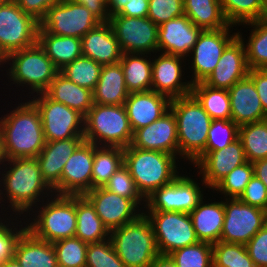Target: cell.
I'll list each match as a JSON object with an SVG mask.
<instances>
[{
    "label": "cell",
    "instance_id": "14",
    "mask_svg": "<svg viewBox=\"0 0 267 267\" xmlns=\"http://www.w3.org/2000/svg\"><path fill=\"white\" fill-rule=\"evenodd\" d=\"M38 29L39 22L24 13L15 0L0 5V46L7 55L36 44Z\"/></svg>",
    "mask_w": 267,
    "mask_h": 267
},
{
    "label": "cell",
    "instance_id": "32",
    "mask_svg": "<svg viewBox=\"0 0 267 267\" xmlns=\"http://www.w3.org/2000/svg\"><path fill=\"white\" fill-rule=\"evenodd\" d=\"M37 42L59 71L82 56L81 38L57 36L38 30Z\"/></svg>",
    "mask_w": 267,
    "mask_h": 267
},
{
    "label": "cell",
    "instance_id": "5",
    "mask_svg": "<svg viewBox=\"0 0 267 267\" xmlns=\"http://www.w3.org/2000/svg\"><path fill=\"white\" fill-rule=\"evenodd\" d=\"M179 160L175 155L160 151L142 150L132 145L124 148V165L145 199L155 190L171 183L183 169L185 171L183 162Z\"/></svg>",
    "mask_w": 267,
    "mask_h": 267
},
{
    "label": "cell",
    "instance_id": "64",
    "mask_svg": "<svg viewBox=\"0 0 267 267\" xmlns=\"http://www.w3.org/2000/svg\"><path fill=\"white\" fill-rule=\"evenodd\" d=\"M7 0H0V5L5 3Z\"/></svg>",
    "mask_w": 267,
    "mask_h": 267
},
{
    "label": "cell",
    "instance_id": "12",
    "mask_svg": "<svg viewBox=\"0 0 267 267\" xmlns=\"http://www.w3.org/2000/svg\"><path fill=\"white\" fill-rule=\"evenodd\" d=\"M149 219L160 254L169 255L173 251L198 243L189 213L143 211Z\"/></svg>",
    "mask_w": 267,
    "mask_h": 267
},
{
    "label": "cell",
    "instance_id": "58",
    "mask_svg": "<svg viewBox=\"0 0 267 267\" xmlns=\"http://www.w3.org/2000/svg\"><path fill=\"white\" fill-rule=\"evenodd\" d=\"M150 267H177L170 255L158 254Z\"/></svg>",
    "mask_w": 267,
    "mask_h": 267
},
{
    "label": "cell",
    "instance_id": "37",
    "mask_svg": "<svg viewBox=\"0 0 267 267\" xmlns=\"http://www.w3.org/2000/svg\"><path fill=\"white\" fill-rule=\"evenodd\" d=\"M124 164V148L94 145L92 189L104 187Z\"/></svg>",
    "mask_w": 267,
    "mask_h": 267
},
{
    "label": "cell",
    "instance_id": "55",
    "mask_svg": "<svg viewBox=\"0 0 267 267\" xmlns=\"http://www.w3.org/2000/svg\"><path fill=\"white\" fill-rule=\"evenodd\" d=\"M248 76L253 80L262 107L267 113V69H249Z\"/></svg>",
    "mask_w": 267,
    "mask_h": 267
},
{
    "label": "cell",
    "instance_id": "11",
    "mask_svg": "<svg viewBox=\"0 0 267 267\" xmlns=\"http://www.w3.org/2000/svg\"><path fill=\"white\" fill-rule=\"evenodd\" d=\"M29 100L39 110L46 141L84 138V116L77 110L50 99L45 93Z\"/></svg>",
    "mask_w": 267,
    "mask_h": 267
},
{
    "label": "cell",
    "instance_id": "38",
    "mask_svg": "<svg viewBox=\"0 0 267 267\" xmlns=\"http://www.w3.org/2000/svg\"><path fill=\"white\" fill-rule=\"evenodd\" d=\"M191 94L198 100L213 120L231 119L228 90L211 88L203 82H200L192 85Z\"/></svg>",
    "mask_w": 267,
    "mask_h": 267
},
{
    "label": "cell",
    "instance_id": "3",
    "mask_svg": "<svg viewBox=\"0 0 267 267\" xmlns=\"http://www.w3.org/2000/svg\"><path fill=\"white\" fill-rule=\"evenodd\" d=\"M58 73L59 70L37 42L33 46L8 55L7 68L4 74L8 83L7 79L3 83L6 84V87L14 88L5 92L12 93L11 96L15 93L18 96L17 99H26V97L28 99L36 94L44 93ZM12 90L14 93L11 92ZM20 90L22 91L20 92Z\"/></svg>",
    "mask_w": 267,
    "mask_h": 267
},
{
    "label": "cell",
    "instance_id": "13",
    "mask_svg": "<svg viewBox=\"0 0 267 267\" xmlns=\"http://www.w3.org/2000/svg\"><path fill=\"white\" fill-rule=\"evenodd\" d=\"M101 22L84 6L63 0L46 11L39 29L57 36L82 38Z\"/></svg>",
    "mask_w": 267,
    "mask_h": 267
},
{
    "label": "cell",
    "instance_id": "45",
    "mask_svg": "<svg viewBox=\"0 0 267 267\" xmlns=\"http://www.w3.org/2000/svg\"><path fill=\"white\" fill-rule=\"evenodd\" d=\"M169 255L177 267H213V247L207 242L199 241Z\"/></svg>",
    "mask_w": 267,
    "mask_h": 267
},
{
    "label": "cell",
    "instance_id": "16",
    "mask_svg": "<svg viewBox=\"0 0 267 267\" xmlns=\"http://www.w3.org/2000/svg\"><path fill=\"white\" fill-rule=\"evenodd\" d=\"M109 23L122 53L158 52V26L148 17L110 16Z\"/></svg>",
    "mask_w": 267,
    "mask_h": 267
},
{
    "label": "cell",
    "instance_id": "26",
    "mask_svg": "<svg viewBox=\"0 0 267 267\" xmlns=\"http://www.w3.org/2000/svg\"><path fill=\"white\" fill-rule=\"evenodd\" d=\"M209 194L212 198L205 196L189 214L198 240L214 244L220 241L223 229L224 198L218 196L219 201L213 197V192L210 191Z\"/></svg>",
    "mask_w": 267,
    "mask_h": 267
},
{
    "label": "cell",
    "instance_id": "10",
    "mask_svg": "<svg viewBox=\"0 0 267 267\" xmlns=\"http://www.w3.org/2000/svg\"><path fill=\"white\" fill-rule=\"evenodd\" d=\"M237 35V27L230 24L223 29L201 31L196 44L186 57L187 69L191 71L187 72L190 73L188 79L192 85L207 79L217 66L224 49Z\"/></svg>",
    "mask_w": 267,
    "mask_h": 267
},
{
    "label": "cell",
    "instance_id": "56",
    "mask_svg": "<svg viewBox=\"0 0 267 267\" xmlns=\"http://www.w3.org/2000/svg\"><path fill=\"white\" fill-rule=\"evenodd\" d=\"M84 5L100 22H109L107 0H69Z\"/></svg>",
    "mask_w": 267,
    "mask_h": 267
},
{
    "label": "cell",
    "instance_id": "30",
    "mask_svg": "<svg viewBox=\"0 0 267 267\" xmlns=\"http://www.w3.org/2000/svg\"><path fill=\"white\" fill-rule=\"evenodd\" d=\"M129 92L120 62L103 65L93 90V102L100 105H124Z\"/></svg>",
    "mask_w": 267,
    "mask_h": 267
},
{
    "label": "cell",
    "instance_id": "52",
    "mask_svg": "<svg viewBox=\"0 0 267 267\" xmlns=\"http://www.w3.org/2000/svg\"><path fill=\"white\" fill-rule=\"evenodd\" d=\"M256 267H267V223L245 245Z\"/></svg>",
    "mask_w": 267,
    "mask_h": 267
},
{
    "label": "cell",
    "instance_id": "2",
    "mask_svg": "<svg viewBox=\"0 0 267 267\" xmlns=\"http://www.w3.org/2000/svg\"><path fill=\"white\" fill-rule=\"evenodd\" d=\"M10 101L4 103L10 111L3 105L5 112H0L4 157L6 160L36 158L46 143L39 110L27 98L16 99L15 96L14 101Z\"/></svg>",
    "mask_w": 267,
    "mask_h": 267
},
{
    "label": "cell",
    "instance_id": "22",
    "mask_svg": "<svg viewBox=\"0 0 267 267\" xmlns=\"http://www.w3.org/2000/svg\"><path fill=\"white\" fill-rule=\"evenodd\" d=\"M245 162H247L245 152L241 140L238 138L221 150L207 153L194 166L193 174L197 170L206 186L211 190L234 168Z\"/></svg>",
    "mask_w": 267,
    "mask_h": 267
},
{
    "label": "cell",
    "instance_id": "50",
    "mask_svg": "<svg viewBox=\"0 0 267 267\" xmlns=\"http://www.w3.org/2000/svg\"><path fill=\"white\" fill-rule=\"evenodd\" d=\"M184 14V0H149L147 17L160 26Z\"/></svg>",
    "mask_w": 267,
    "mask_h": 267
},
{
    "label": "cell",
    "instance_id": "4",
    "mask_svg": "<svg viewBox=\"0 0 267 267\" xmlns=\"http://www.w3.org/2000/svg\"><path fill=\"white\" fill-rule=\"evenodd\" d=\"M170 109L177 121L179 159L194 167L205 156L213 119L192 94L171 100Z\"/></svg>",
    "mask_w": 267,
    "mask_h": 267
},
{
    "label": "cell",
    "instance_id": "40",
    "mask_svg": "<svg viewBox=\"0 0 267 267\" xmlns=\"http://www.w3.org/2000/svg\"><path fill=\"white\" fill-rule=\"evenodd\" d=\"M225 19L230 25L239 26L262 20L264 0H220Z\"/></svg>",
    "mask_w": 267,
    "mask_h": 267
},
{
    "label": "cell",
    "instance_id": "9",
    "mask_svg": "<svg viewBox=\"0 0 267 267\" xmlns=\"http://www.w3.org/2000/svg\"><path fill=\"white\" fill-rule=\"evenodd\" d=\"M188 168H191L189 173L185 169L186 171L181 172L171 183L162 186L148 196L143 211L190 213L205 197L204 195H208L206 192H210V190L201 176L197 172L194 176L192 173L190 175L193 169L191 166Z\"/></svg>",
    "mask_w": 267,
    "mask_h": 267
},
{
    "label": "cell",
    "instance_id": "48",
    "mask_svg": "<svg viewBox=\"0 0 267 267\" xmlns=\"http://www.w3.org/2000/svg\"><path fill=\"white\" fill-rule=\"evenodd\" d=\"M86 267H126L116 254L110 238L88 243Z\"/></svg>",
    "mask_w": 267,
    "mask_h": 267
},
{
    "label": "cell",
    "instance_id": "28",
    "mask_svg": "<svg viewBox=\"0 0 267 267\" xmlns=\"http://www.w3.org/2000/svg\"><path fill=\"white\" fill-rule=\"evenodd\" d=\"M82 55L101 65L119 63L122 56L109 22H101L81 38Z\"/></svg>",
    "mask_w": 267,
    "mask_h": 267
},
{
    "label": "cell",
    "instance_id": "53",
    "mask_svg": "<svg viewBox=\"0 0 267 267\" xmlns=\"http://www.w3.org/2000/svg\"><path fill=\"white\" fill-rule=\"evenodd\" d=\"M238 199L243 203L267 211V188L255 175L250 179V182Z\"/></svg>",
    "mask_w": 267,
    "mask_h": 267
},
{
    "label": "cell",
    "instance_id": "62",
    "mask_svg": "<svg viewBox=\"0 0 267 267\" xmlns=\"http://www.w3.org/2000/svg\"><path fill=\"white\" fill-rule=\"evenodd\" d=\"M10 216L4 211L0 203V225L3 224Z\"/></svg>",
    "mask_w": 267,
    "mask_h": 267
},
{
    "label": "cell",
    "instance_id": "35",
    "mask_svg": "<svg viewBox=\"0 0 267 267\" xmlns=\"http://www.w3.org/2000/svg\"><path fill=\"white\" fill-rule=\"evenodd\" d=\"M152 55L122 53L120 64L129 93L151 90Z\"/></svg>",
    "mask_w": 267,
    "mask_h": 267
},
{
    "label": "cell",
    "instance_id": "20",
    "mask_svg": "<svg viewBox=\"0 0 267 267\" xmlns=\"http://www.w3.org/2000/svg\"><path fill=\"white\" fill-rule=\"evenodd\" d=\"M131 145L142 150H153L175 155L179 158L177 121L169 109L158 120L136 130Z\"/></svg>",
    "mask_w": 267,
    "mask_h": 267
},
{
    "label": "cell",
    "instance_id": "60",
    "mask_svg": "<svg viewBox=\"0 0 267 267\" xmlns=\"http://www.w3.org/2000/svg\"><path fill=\"white\" fill-rule=\"evenodd\" d=\"M0 267H21L20 264L14 259L6 260L0 264Z\"/></svg>",
    "mask_w": 267,
    "mask_h": 267
},
{
    "label": "cell",
    "instance_id": "17",
    "mask_svg": "<svg viewBox=\"0 0 267 267\" xmlns=\"http://www.w3.org/2000/svg\"><path fill=\"white\" fill-rule=\"evenodd\" d=\"M187 72L185 57L154 53L152 55L151 90L170 100L187 96L191 94L192 89L190 80H187Z\"/></svg>",
    "mask_w": 267,
    "mask_h": 267
},
{
    "label": "cell",
    "instance_id": "21",
    "mask_svg": "<svg viewBox=\"0 0 267 267\" xmlns=\"http://www.w3.org/2000/svg\"><path fill=\"white\" fill-rule=\"evenodd\" d=\"M248 71L245 45L237 35L224 49L217 66L203 83L211 88L229 90L245 78Z\"/></svg>",
    "mask_w": 267,
    "mask_h": 267
},
{
    "label": "cell",
    "instance_id": "54",
    "mask_svg": "<svg viewBox=\"0 0 267 267\" xmlns=\"http://www.w3.org/2000/svg\"><path fill=\"white\" fill-rule=\"evenodd\" d=\"M24 13L33 16L38 22L45 16L46 11L63 0H15Z\"/></svg>",
    "mask_w": 267,
    "mask_h": 267
},
{
    "label": "cell",
    "instance_id": "36",
    "mask_svg": "<svg viewBox=\"0 0 267 267\" xmlns=\"http://www.w3.org/2000/svg\"><path fill=\"white\" fill-rule=\"evenodd\" d=\"M184 14L202 30L226 28L220 0H184Z\"/></svg>",
    "mask_w": 267,
    "mask_h": 267
},
{
    "label": "cell",
    "instance_id": "49",
    "mask_svg": "<svg viewBox=\"0 0 267 267\" xmlns=\"http://www.w3.org/2000/svg\"><path fill=\"white\" fill-rule=\"evenodd\" d=\"M25 229L23 217H10L0 225V264L13 258L17 239Z\"/></svg>",
    "mask_w": 267,
    "mask_h": 267
},
{
    "label": "cell",
    "instance_id": "15",
    "mask_svg": "<svg viewBox=\"0 0 267 267\" xmlns=\"http://www.w3.org/2000/svg\"><path fill=\"white\" fill-rule=\"evenodd\" d=\"M224 222L220 241L246 245L267 223V211L243 203L238 198H224Z\"/></svg>",
    "mask_w": 267,
    "mask_h": 267
},
{
    "label": "cell",
    "instance_id": "59",
    "mask_svg": "<svg viewBox=\"0 0 267 267\" xmlns=\"http://www.w3.org/2000/svg\"><path fill=\"white\" fill-rule=\"evenodd\" d=\"M7 60H8V55L6 54V52L0 46V71L2 72V73L0 72V76H3L4 79H6L4 77V74L6 72L5 68H7ZM1 78L2 77H0V80H2L1 82H3L4 79H1Z\"/></svg>",
    "mask_w": 267,
    "mask_h": 267
},
{
    "label": "cell",
    "instance_id": "8",
    "mask_svg": "<svg viewBox=\"0 0 267 267\" xmlns=\"http://www.w3.org/2000/svg\"><path fill=\"white\" fill-rule=\"evenodd\" d=\"M109 238L126 267H150L160 254L152 225L144 213L134 221L111 230Z\"/></svg>",
    "mask_w": 267,
    "mask_h": 267
},
{
    "label": "cell",
    "instance_id": "25",
    "mask_svg": "<svg viewBox=\"0 0 267 267\" xmlns=\"http://www.w3.org/2000/svg\"><path fill=\"white\" fill-rule=\"evenodd\" d=\"M170 102L168 97L152 90L129 93L124 106L133 133L164 115Z\"/></svg>",
    "mask_w": 267,
    "mask_h": 267
},
{
    "label": "cell",
    "instance_id": "29",
    "mask_svg": "<svg viewBox=\"0 0 267 267\" xmlns=\"http://www.w3.org/2000/svg\"><path fill=\"white\" fill-rule=\"evenodd\" d=\"M13 258L21 267H58L53 244L35 237L27 229L17 239Z\"/></svg>",
    "mask_w": 267,
    "mask_h": 267
},
{
    "label": "cell",
    "instance_id": "1",
    "mask_svg": "<svg viewBox=\"0 0 267 267\" xmlns=\"http://www.w3.org/2000/svg\"><path fill=\"white\" fill-rule=\"evenodd\" d=\"M1 170L0 203L10 217L25 218L54 194L43 180L36 158L5 160Z\"/></svg>",
    "mask_w": 267,
    "mask_h": 267
},
{
    "label": "cell",
    "instance_id": "47",
    "mask_svg": "<svg viewBox=\"0 0 267 267\" xmlns=\"http://www.w3.org/2000/svg\"><path fill=\"white\" fill-rule=\"evenodd\" d=\"M104 188L122 197L132 199L142 210L145 208L146 199L139 192L124 164L110 177Z\"/></svg>",
    "mask_w": 267,
    "mask_h": 267
},
{
    "label": "cell",
    "instance_id": "34",
    "mask_svg": "<svg viewBox=\"0 0 267 267\" xmlns=\"http://www.w3.org/2000/svg\"><path fill=\"white\" fill-rule=\"evenodd\" d=\"M242 26V27H241ZM249 28L246 39L241 28ZM238 36L241 38L246 49V62L249 69H267V22L263 20L252 21L237 26ZM251 28V29H250ZM253 28V29H252Z\"/></svg>",
    "mask_w": 267,
    "mask_h": 267
},
{
    "label": "cell",
    "instance_id": "27",
    "mask_svg": "<svg viewBox=\"0 0 267 267\" xmlns=\"http://www.w3.org/2000/svg\"><path fill=\"white\" fill-rule=\"evenodd\" d=\"M84 141V138L46 141L36 159L40 166L41 176L51 189L60 182L64 165Z\"/></svg>",
    "mask_w": 267,
    "mask_h": 267
},
{
    "label": "cell",
    "instance_id": "19",
    "mask_svg": "<svg viewBox=\"0 0 267 267\" xmlns=\"http://www.w3.org/2000/svg\"><path fill=\"white\" fill-rule=\"evenodd\" d=\"M109 231L137 219L143 210L130 198L122 197L104 187L94 188L84 194Z\"/></svg>",
    "mask_w": 267,
    "mask_h": 267
},
{
    "label": "cell",
    "instance_id": "63",
    "mask_svg": "<svg viewBox=\"0 0 267 267\" xmlns=\"http://www.w3.org/2000/svg\"><path fill=\"white\" fill-rule=\"evenodd\" d=\"M262 20L267 22V0H264Z\"/></svg>",
    "mask_w": 267,
    "mask_h": 267
},
{
    "label": "cell",
    "instance_id": "18",
    "mask_svg": "<svg viewBox=\"0 0 267 267\" xmlns=\"http://www.w3.org/2000/svg\"><path fill=\"white\" fill-rule=\"evenodd\" d=\"M94 144L84 141L64 165L56 195H84L92 189Z\"/></svg>",
    "mask_w": 267,
    "mask_h": 267
},
{
    "label": "cell",
    "instance_id": "46",
    "mask_svg": "<svg viewBox=\"0 0 267 267\" xmlns=\"http://www.w3.org/2000/svg\"><path fill=\"white\" fill-rule=\"evenodd\" d=\"M239 137V126L232 120H212L208 131L205 155L210 151L221 150Z\"/></svg>",
    "mask_w": 267,
    "mask_h": 267
},
{
    "label": "cell",
    "instance_id": "51",
    "mask_svg": "<svg viewBox=\"0 0 267 267\" xmlns=\"http://www.w3.org/2000/svg\"><path fill=\"white\" fill-rule=\"evenodd\" d=\"M109 16L147 17L149 0H107Z\"/></svg>",
    "mask_w": 267,
    "mask_h": 267
},
{
    "label": "cell",
    "instance_id": "41",
    "mask_svg": "<svg viewBox=\"0 0 267 267\" xmlns=\"http://www.w3.org/2000/svg\"><path fill=\"white\" fill-rule=\"evenodd\" d=\"M103 65L86 56H80L59 72L80 87L93 91L98 83Z\"/></svg>",
    "mask_w": 267,
    "mask_h": 267
},
{
    "label": "cell",
    "instance_id": "43",
    "mask_svg": "<svg viewBox=\"0 0 267 267\" xmlns=\"http://www.w3.org/2000/svg\"><path fill=\"white\" fill-rule=\"evenodd\" d=\"M212 247L213 267H256L243 244L218 241Z\"/></svg>",
    "mask_w": 267,
    "mask_h": 267
},
{
    "label": "cell",
    "instance_id": "7",
    "mask_svg": "<svg viewBox=\"0 0 267 267\" xmlns=\"http://www.w3.org/2000/svg\"><path fill=\"white\" fill-rule=\"evenodd\" d=\"M84 139L96 146L126 148L131 145L133 131L125 106L94 103L84 116Z\"/></svg>",
    "mask_w": 267,
    "mask_h": 267
},
{
    "label": "cell",
    "instance_id": "33",
    "mask_svg": "<svg viewBox=\"0 0 267 267\" xmlns=\"http://www.w3.org/2000/svg\"><path fill=\"white\" fill-rule=\"evenodd\" d=\"M109 236V229L103 224L91 202L84 195H76L75 237L94 243L104 241Z\"/></svg>",
    "mask_w": 267,
    "mask_h": 267
},
{
    "label": "cell",
    "instance_id": "31",
    "mask_svg": "<svg viewBox=\"0 0 267 267\" xmlns=\"http://www.w3.org/2000/svg\"><path fill=\"white\" fill-rule=\"evenodd\" d=\"M50 99L77 110L85 116L93 106V91L80 87L60 72L44 92Z\"/></svg>",
    "mask_w": 267,
    "mask_h": 267
},
{
    "label": "cell",
    "instance_id": "6",
    "mask_svg": "<svg viewBox=\"0 0 267 267\" xmlns=\"http://www.w3.org/2000/svg\"><path fill=\"white\" fill-rule=\"evenodd\" d=\"M26 229L35 237L53 243L75 237L76 195L53 194L26 217Z\"/></svg>",
    "mask_w": 267,
    "mask_h": 267
},
{
    "label": "cell",
    "instance_id": "42",
    "mask_svg": "<svg viewBox=\"0 0 267 267\" xmlns=\"http://www.w3.org/2000/svg\"><path fill=\"white\" fill-rule=\"evenodd\" d=\"M254 175L252 162H245L234 168L229 174L222 178L211 192L221 195L222 198H239Z\"/></svg>",
    "mask_w": 267,
    "mask_h": 267
},
{
    "label": "cell",
    "instance_id": "23",
    "mask_svg": "<svg viewBox=\"0 0 267 267\" xmlns=\"http://www.w3.org/2000/svg\"><path fill=\"white\" fill-rule=\"evenodd\" d=\"M201 31L185 14L164 22L158 26V52L186 58Z\"/></svg>",
    "mask_w": 267,
    "mask_h": 267
},
{
    "label": "cell",
    "instance_id": "39",
    "mask_svg": "<svg viewBox=\"0 0 267 267\" xmlns=\"http://www.w3.org/2000/svg\"><path fill=\"white\" fill-rule=\"evenodd\" d=\"M241 140L247 161L267 158V119L239 126Z\"/></svg>",
    "mask_w": 267,
    "mask_h": 267
},
{
    "label": "cell",
    "instance_id": "57",
    "mask_svg": "<svg viewBox=\"0 0 267 267\" xmlns=\"http://www.w3.org/2000/svg\"><path fill=\"white\" fill-rule=\"evenodd\" d=\"M254 175L262 181L267 188V158L253 162Z\"/></svg>",
    "mask_w": 267,
    "mask_h": 267
},
{
    "label": "cell",
    "instance_id": "61",
    "mask_svg": "<svg viewBox=\"0 0 267 267\" xmlns=\"http://www.w3.org/2000/svg\"><path fill=\"white\" fill-rule=\"evenodd\" d=\"M5 160L6 159H5L4 153H3L2 135H1V131H0V171H1L2 167L4 166Z\"/></svg>",
    "mask_w": 267,
    "mask_h": 267
},
{
    "label": "cell",
    "instance_id": "44",
    "mask_svg": "<svg viewBox=\"0 0 267 267\" xmlns=\"http://www.w3.org/2000/svg\"><path fill=\"white\" fill-rule=\"evenodd\" d=\"M52 244L58 267H86L87 242L71 237L57 240Z\"/></svg>",
    "mask_w": 267,
    "mask_h": 267
},
{
    "label": "cell",
    "instance_id": "24",
    "mask_svg": "<svg viewBox=\"0 0 267 267\" xmlns=\"http://www.w3.org/2000/svg\"><path fill=\"white\" fill-rule=\"evenodd\" d=\"M231 119L238 125L267 119L253 80L247 75L229 90Z\"/></svg>",
    "mask_w": 267,
    "mask_h": 267
}]
</instances>
